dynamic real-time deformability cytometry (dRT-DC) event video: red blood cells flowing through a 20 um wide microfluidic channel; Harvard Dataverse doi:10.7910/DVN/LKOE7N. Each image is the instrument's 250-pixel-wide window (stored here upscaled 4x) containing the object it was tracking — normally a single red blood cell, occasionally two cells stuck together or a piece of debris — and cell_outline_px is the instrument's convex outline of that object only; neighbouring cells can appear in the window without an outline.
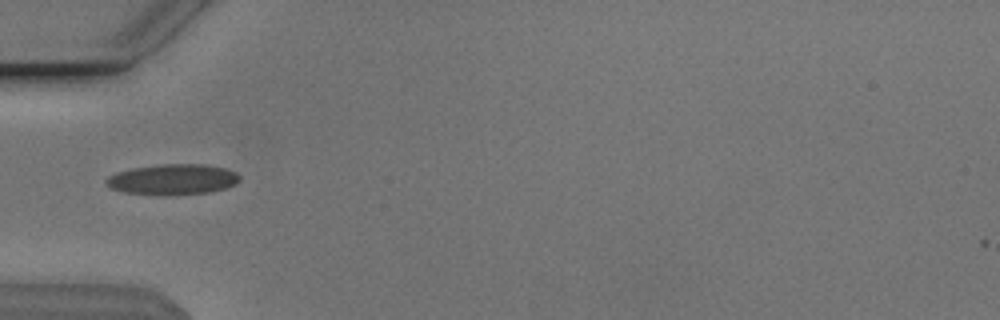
{"species": "Egyptian fruit bat (a non-hibernating species)", "species_latin": "Rousettus aegyptiacus", "temperature_condition": "cold", "stored_images_in_passage": 13, "camera_frame_rate_fps": 3000, "um_per_image_px": 0.085, "animal": {"sex": "male"}, "frame": {"image": 1, "passage_image": 1, "time_ms": 0.0, "image_size_px": [1000, 320], "cell_outline_px": [[240, 180], [236, 184], [228, 188], [208, 192], [168, 196], [124, 192], [112, 188], [104, 180], [108, 176], [116, 172], [132, 168], [160, 164], [204, 164], [224, 168], [236, 172], [240, 176]], "centroid_in_image_um": [14.7, 15.25], "position_along_channel_um": 70.3, "area_um2": 23.99}}
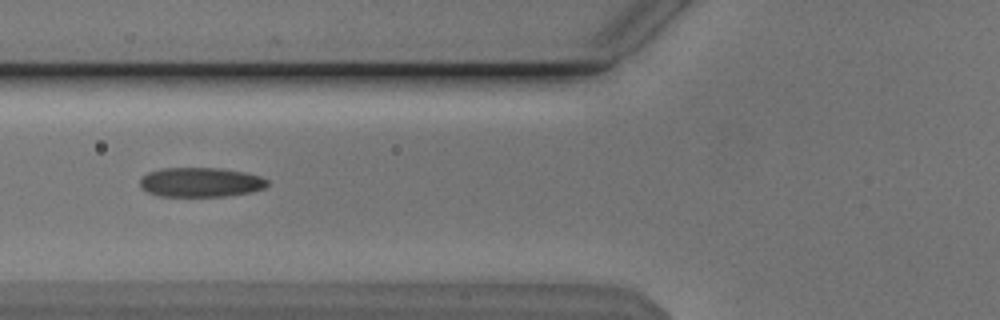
{"frame": {"image": 2, "passage_image": 4, "time_ms": 1.0, "image_size_px": [1000, 320], "cell_outline_px": [[268, 184], [264, 188], [252, 192], [224, 196], [160, 196], [148, 192], [140, 184], [140, 180], [148, 172], [160, 168], [220, 168], [244, 172], [260, 176], [268, 180]], "centroid_in_image_um": [17.08, 15.48], "position_along_channel_um": 108.7, "area_um2": 21.79}}
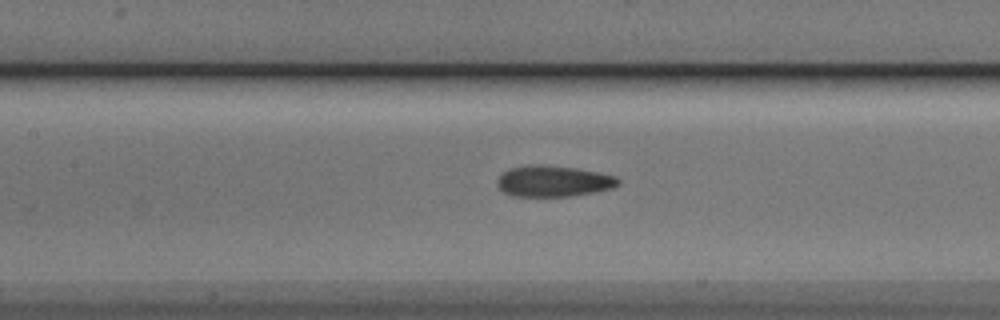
{"frame": {"image": 3, "passage_image": 8, "time_ms": 2.333, "image_size_px": [1000, 320], "cell_outline_px": [[620, 184], [612, 188], [592, 192], [568, 196], [512, 196], [504, 192], [496, 184], [496, 180], [508, 168], [532, 164], [544, 164], [576, 168], [616, 176], [620, 180]], "centroid_in_image_um": [47.01, 15.38], "position_along_channel_um": 160.4, "area_um2": 21.91}}